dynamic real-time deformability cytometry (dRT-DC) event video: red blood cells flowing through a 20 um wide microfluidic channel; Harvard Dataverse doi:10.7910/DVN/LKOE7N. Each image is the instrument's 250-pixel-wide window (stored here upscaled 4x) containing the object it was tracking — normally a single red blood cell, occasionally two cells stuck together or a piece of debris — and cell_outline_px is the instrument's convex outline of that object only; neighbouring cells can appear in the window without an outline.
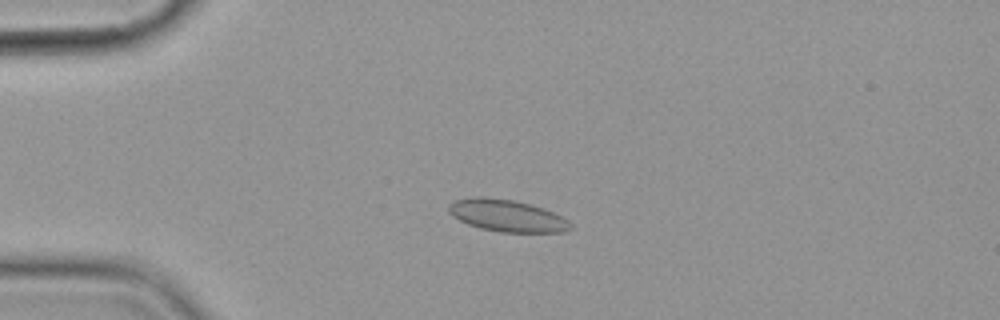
{"species": "common noctule bat (a hibernating species)", "species_latin": "Nyctalus noctula", "temperature_condition": "cold", "stored_images_in_passage": 5, "camera_frame_rate_fps": 3000, "um_per_image_px": 0.085, "animal": {"sex": "female", "body_mass_g": 19.9}, "frame": {"image": 1, "passage_image": 4, "time_ms": 3.667, "image_size_px": [1000, 320], "cell_outline_px": [[572, 228], [564, 232], [500, 232], [480, 228], [468, 224], [452, 216], [448, 212], [448, 204], [456, 200], [476, 196], [484, 196], [512, 200], [544, 208], [568, 220], [572, 224]], "centroid_in_image_um": [43.07, 18.33], "position_along_channel_um": 41.9, "area_um2": 22.66}}